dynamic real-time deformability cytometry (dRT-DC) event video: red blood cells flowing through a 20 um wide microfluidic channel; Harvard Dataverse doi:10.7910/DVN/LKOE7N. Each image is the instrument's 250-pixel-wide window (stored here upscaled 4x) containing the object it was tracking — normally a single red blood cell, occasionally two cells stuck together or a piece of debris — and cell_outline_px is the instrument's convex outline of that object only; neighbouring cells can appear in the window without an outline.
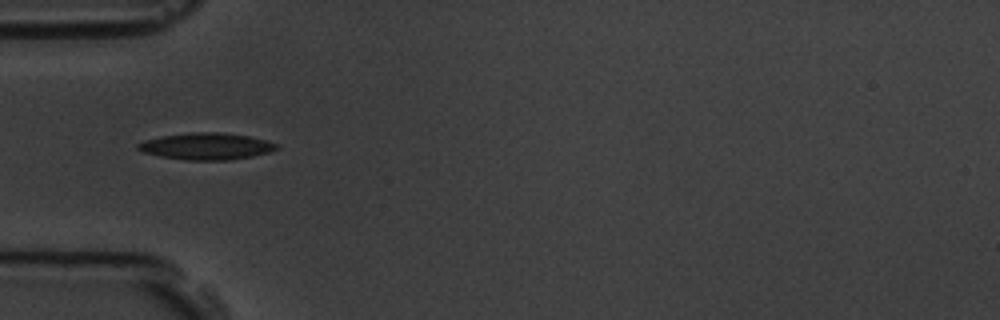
{"species": "common noctule bat (a hibernating species)", "species_latin": "Nyctalus noctula", "temperature_condition": "room temperature", "stored_images_in_passage": 4, "camera_frame_rate_fps": 3000, "um_per_image_px": 0.085, "animal": {"sex": "male", "body_mass_g": 19.5, "forearm_length_mm": 54.6}, "frame": {"image": 1, "passage_image": 1, "time_ms": 0.0, "image_size_px": [1000, 320], "cell_outline_px": [[280, 148], [268, 152], [252, 156], [228, 160], [184, 160], [160, 156], [144, 152], [136, 148], [136, 144], [144, 140], [164, 136], [192, 132], [220, 132], [248, 136], [264, 140], [276, 144]], "centroid_in_image_um": [17.52, 12.43], "position_along_channel_um": 67.5, "area_um2": 21.39}}
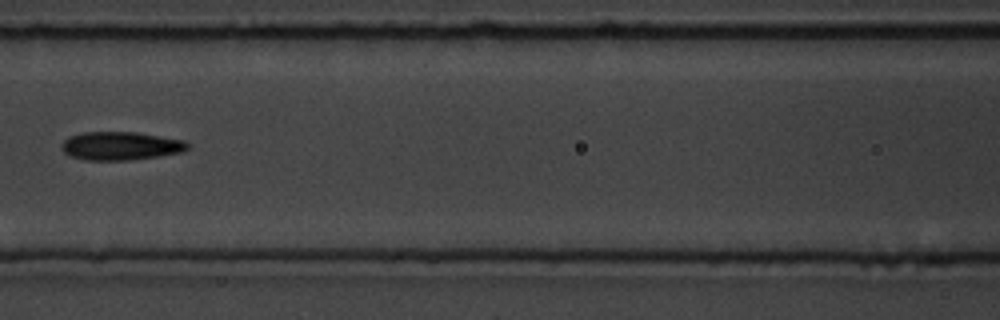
{"frame": {"image": 2, "passage_image": 3, "time_ms": 2.333, "image_size_px": [1000, 320], "cell_outline_px": [[188, 148], [184, 152], [128, 160], [88, 160], [72, 156], [64, 152], [64, 140], [80, 132], [136, 132], [184, 140], [188, 144]], "centroid_in_image_um": [10.3, 12.39], "position_along_channel_um": 156.3, "area_um2": 20.46}}
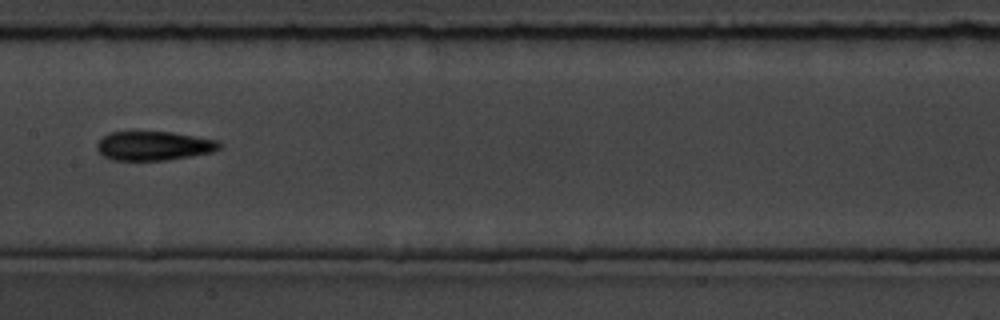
{"frame": {"image": 3, "passage_image": 4, "time_ms": 3.333, "image_size_px": [1000, 320], "cell_outline_px": [[220, 148], [212, 152], [192, 156], [164, 160], [112, 160], [104, 156], [96, 148], [96, 144], [108, 132], [172, 132], [216, 140], [220, 144]], "centroid_in_image_um": [13.05, 12.4], "position_along_channel_um": 194.4, "area_um2": 20.58}}